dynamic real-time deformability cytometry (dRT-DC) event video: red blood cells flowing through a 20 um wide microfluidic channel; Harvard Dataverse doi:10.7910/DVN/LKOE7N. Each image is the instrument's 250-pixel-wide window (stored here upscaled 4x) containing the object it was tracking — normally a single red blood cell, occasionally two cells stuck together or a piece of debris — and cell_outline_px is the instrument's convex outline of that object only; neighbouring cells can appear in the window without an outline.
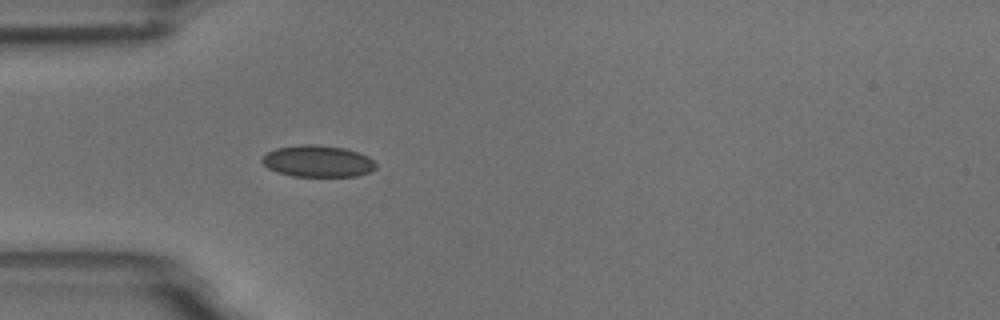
{"species": "common noctule bat (a hibernating species)", "species_latin": "Nyctalus noctula", "temperature_condition": "room temperature", "stored_images_in_passage": 1, "camera_frame_rate_fps": 3000, "um_per_image_px": 0.085, "animal": {"sex": "male", "body_mass_g": 18.8}, "frame": {"image": 1, "passage_image": 1, "time_ms": 0.0, "image_size_px": [1000, 320], "cell_outline_px": [[376, 168], [368, 172], [356, 176], [292, 176], [276, 172], [268, 168], [260, 160], [268, 152], [276, 148], [300, 144], [312, 144], [344, 148], [368, 156], [376, 164]], "centroid_in_image_um": [26.98, 13.7], "position_along_channel_um": 58.0, "area_um2": 20.87}}